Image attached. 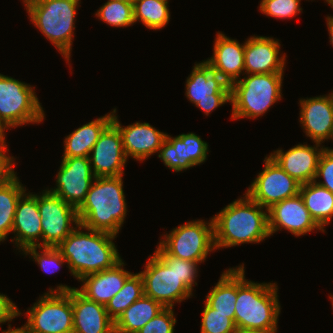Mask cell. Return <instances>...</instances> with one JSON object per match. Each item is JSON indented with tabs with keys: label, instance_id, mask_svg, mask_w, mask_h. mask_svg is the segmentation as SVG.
Masks as SVG:
<instances>
[{
	"label": "cell",
	"instance_id": "cell-13",
	"mask_svg": "<svg viewBox=\"0 0 333 333\" xmlns=\"http://www.w3.org/2000/svg\"><path fill=\"white\" fill-rule=\"evenodd\" d=\"M95 178L89 157H62L56 187L48 190L78 208Z\"/></svg>",
	"mask_w": 333,
	"mask_h": 333
},
{
	"label": "cell",
	"instance_id": "cell-4",
	"mask_svg": "<svg viewBox=\"0 0 333 333\" xmlns=\"http://www.w3.org/2000/svg\"><path fill=\"white\" fill-rule=\"evenodd\" d=\"M122 178L123 175L95 178L77 208L80 224L115 236L120 232L128 211Z\"/></svg>",
	"mask_w": 333,
	"mask_h": 333
},
{
	"label": "cell",
	"instance_id": "cell-3",
	"mask_svg": "<svg viewBox=\"0 0 333 333\" xmlns=\"http://www.w3.org/2000/svg\"><path fill=\"white\" fill-rule=\"evenodd\" d=\"M244 263L237 267V299L234 323L238 332L277 328L281 306L277 283L245 279Z\"/></svg>",
	"mask_w": 333,
	"mask_h": 333
},
{
	"label": "cell",
	"instance_id": "cell-23",
	"mask_svg": "<svg viewBox=\"0 0 333 333\" xmlns=\"http://www.w3.org/2000/svg\"><path fill=\"white\" fill-rule=\"evenodd\" d=\"M124 265V261L121 260L110 269L84 276L79 280L82 284L77 290L87 299L106 306L132 274L123 268Z\"/></svg>",
	"mask_w": 333,
	"mask_h": 333
},
{
	"label": "cell",
	"instance_id": "cell-37",
	"mask_svg": "<svg viewBox=\"0 0 333 333\" xmlns=\"http://www.w3.org/2000/svg\"><path fill=\"white\" fill-rule=\"evenodd\" d=\"M177 322L172 307H165L136 333H174Z\"/></svg>",
	"mask_w": 333,
	"mask_h": 333
},
{
	"label": "cell",
	"instance_id": "cell-24",
	"mask_svg": "<svg viewBox=\"0 0 333 333\" xmlns=\"http://www.w3.org/2000/svg\"><path fill=\"white\" fill-rule=\"evenodd\" d=\"M73 333H115L114 321L104 305L72 289Z\"/></svg>",
	"mask_w": 333,
	"mask_h": 333
},
{
	"label": "cell",
	"instance_id": "cell-1",
	"mask_svg": "<svg viewBox=\"0 0 333 333\" xmlns=\"http://www.w3.org/2000/svg\"><path fill=\"white\" fill-rule=\"evenodd\" d=\"M83 229L85 231H83ZM117 236L78 226L57 246L78 281L114 267L122 260L113 240Z\"/></svg>",
	"mask_w": 333,
	"mask_h": 333
},
{
	"label": "cell",
	"instance_id": "cell-44",
	"mask_svg": "<svg viewBox=\"0 0 333 333\" xmlns=\"http://www.w3.org/2000/svg\"><path fill=\"white\" fill-rule=\"evenodd\" d=\"M1 333H26L24 326L12 328L11 324H8L7 330H3Z\"/></svg>",
	"mask_w": 333,
	"mask_h": 333
},
{
	"label": "cell",
	"instance_id": "cell-10",
	"mask_svg": "<svg viewBox=\"0 0 333 333\" xmlns=\"http://www.w3.org/2000/svg\"><path fill=\"white\" fill-rule=\"evenodd\" d=\"M163 235L159 246L168 255L183 260L202 263L216 250L212 218L209 222L201 219L186 222Z\"/></svg>",
	"mask_w": 333,
	"mask_h": 333
},
{
	"label": "cell",
	"instance_id": "cell-9",
	"mask_svg": "<svg viewBox=\"0 0 333 333\" xmlns=\"http://www.w3.org/2000/svg\"><path fill=\"white\" fill-rule=\"evenodd\" d=\"M45 111L34 87L0 73V123L8 130L25 124H38Z\"/></svg>",
	"mask_w": 333,
	"mask_h": 333
},
{
	"label": "cell",
	"instance_id": "cell-12",
	"mask_svg": "<svg viewBox=\"0 0 333 333\" xmlns=\"http://www.w3.org/2000/svg\"><path fill=\"white\" fill-rule=\"evenodd\" d=\"M263 161V171L256 176L246 191L253 201L268 209L275 203L299 194V182L288 175L270 156H266Z\"/></svg>",
	"mask_w": 333,
	"mask_h": 333
},
{
	"label": "cell",
	"instance_id": "cell-34",
	"mask_svg": "<svg viewBox=\"0 0 333 333\" xmlns=\"http://www.w3.org/2000/svg\"><path fill=\"white\" fill-rule=\"evenodd\" d=\"M200 333H238L234 323L235 314L216 312L204 301Z\"/></svg>",
	"mask_w": 333,
	"mask_h": 333
},
{
	"label": "cell",
	"instance_id": "cell-28",
	"mask_svg": "<svg viewBox=\"0 0 333 333\" xmlns=\"http://www.w3.org/2000/svg\"><path fill=\"white\" fill-rule=\"evenodd\" d=\"M299 194L313 220L325 232L333 217V193L311 181L300 186Z\"/></svg>",
	"mask_w": 333,
	"mask_h": 333
},
{
	"label": "cell",
	"instance_id": "cell-32",
	"mask_svg": "<svg viewBox=\"0 0 333 333\" xmlns=\"http://www.w3.org/2000/svg\"><path fill=\"white\" fill-rule=\"evenodd\" d=\"M144 295V283L140 273H132L123 288L106 304L109 317L115 322L135 301Z\"/></svg>",
	"mask_w": 333,
	"mask_h": 333
},
{
	"label": "cell",
	"instance_id": "cell-27",
	"mask_svg": "<svg viewBox=\"0 0 333 333\" xmlns=\"http://www.w3.org/2000/svg\"><path fill=\"white\" fill-rule=\"evenodd\" d=\"M164 308L158 301L143 295L114 322L115 333H136Z\"/></svg>",
	"mask_w": 333,
	"mask_h": 333
},
{
	"label": "cell",
	"instance_id": "cell-17",
	"mask_svg": "<svg viewBox=\"0 0 333 333\" xmlns=\"http://www.w3.org/2000/svg\"><path fill=\"white\" fill-rule=\"evenodd\" d=\"M300 125L312 142L333 140V91L328 95L301 98Z\"/></svg>",
	"mask_w": 333,
	"mask_h": 333
},
{
	"label": "cell",
	"instance_id": "cell-31",
	"mask_svg": "<svg viewBox=\"0 0 333 333\" xmlns=\"http://www.w3.org/2000/svg\"><path fill=\"white\" fill-rule=\"evenodd\" d=\"M166 0H134V22L140 21L149 30H160L170 21V11Z\"/></svg>",
	"mask_w": 333,
	"mask_h": 333
},
{
	"label": "cell",
	"instance_id": "cell-48",
	"mask_svg": "<svg viewBox=\"0 0 333 333\" xmlns=\"http://www.w3.org/2000/svg\"><path fill=\"white\" fill-rule=\"evenodd\" d=\"M23 1V5L25 6L27 3L34 1V0H22Z\"/></svg>",
	"mask_w": 333,
	"mask_h": 333
},
{
	"label": "cell",
	"instance_id": "cell-40",
	"mask_svg": "<svg viewBox=\"0 0 333 333\" xmlns=\"http://www.w3.org/2000/svg\"><path fill=\"white\" fill-rule=\"evenodd\" d=\"M198 264L199 262H192L189 260H183L176 257V273L180 281L193 292V286H196L195 282L198 277Z\"/></svg>",
	"mask_w": 333,
	"mask_h": 333
},
{
	"label": "cell",
	"instance_id": "cell-8",
	"mask_svg": "<svg viewBox=\"0 0 333 333\" xmlns=\"http://www.w3.org/2000/svg\"><path fill=\"white\" fill-rule=\"evenodd\" d=\"M145 269L140 271L144 283V295L164 307L189 299L193 293L180 281L176 273V257L168 255L159 245L149 255Z\"/></svg>",
	"mask_w": 333,
	"mask_h": 333
},
{
	"label": "cell",
	"instance_id": "cell-33",
	"mask_svg": "<svg viewBox=\"0 0 333 333\" xmlns=\"http://www.w3.org/2000/svg\"><path fill=\"white\" fill-rule=\"evenodd\" d=\"M104 23L113 27H129L134 22L133 2L108 0L95 13Z\"/></svg>",
	"mask_w": 333,
	"mask_h": 333
},
{
	"label": "cell",
	"instance_id": "cell-49",
	"mask_svg": "<svg viewBox=\"0 0 333 333\" xmlns=\"http://www.w3.org/2000/svg\"><path fill=\"white\" fill-rule=\"evenodd\" d=\"M329 299H330V301H331V303H332V309H333V295H329Z\"/></svg>",
	"mask_w": 333,
	"mask_h": 333
},
{
	"label": "cell",
	"instance_id": "cell-46",
	"mask_svg": "<svg viewBox=\"0 0 333 333\" xmlns=\"http://www.w3.org/2000/svg\"><path fill=\"white\" fill-rule=\"evenodd\" d=\"M7 129L0 123V136H6L4 132H6Z\"/></svg>",
	"mask_w": 333,
	"mask_h": 333
},
{
	"label": "cell",
	"instance_id": "cell-25",
	"mask_svg": "<svg viewBox=\"0 0 333 333\" xmlns=\"http://www.w3.org/2000/svg\"><path fill=\"white\" fill-rule=\"evenodd\" d=\"M244 49L245 42L240 44L238 40L231 39L222 32H217L213 55L207 60L230 86L241 78V74H245Z\"/></svg>",
	"mask_w": 333,
	"mask_h": 333
},
{
	"label": "cell",
	"instance_id": "cell-42",
	"mask_svg": "<svg viewBox=\"0 0 333 333\" xmlns=\"http://www.w3.org/2000/svg\"><path fill=\"white\" fill-rule=\"evenodd\" d=\"M228 102L231 103V98H206L196 103L195 106L204 111L205 115L208 116L213 110Z\"/></svg>",
	"mask_w": 333,
	"mask_h": 333
},
{
	"label": "cell",
	"instance_id": "cell-41",
	"mask_svg": "<svg viewBox=\"0 0 333 333\" xmlns=\"http://www.w3.org/2000/svg\"><path fill=\"white\" fill-rule=\"evenodd\" d=\"M15 303L5 294L0 293V325L11 322L15 317L21 316Z\"/></svg>",
	"mask_w": 333,
	"mask_h": 333
},
{
	"label": "cell",
	"instance_id": "cell-47",
	"mask_svg": "<svg viewBox=\"0 0 333 333\" xmlns=\"http://www.w3.org/2000/svg\"><path fill=\"white\" fill-rule=\"evenodd\" d=\"M325 1L330 5V7L333 8V0H325ZM327 17L333 18V16H327Z\"/></svg>",
	"mask_w": 333,
	"mask_h": 333
},
{
	"label": "cell",
	"instance_id": "cell-50",
	"mask_svg": "<svg viewBox=\"0 0 333 333\" xmlns=\"http://www.w3.org/2000/svg\"><path fill=\"white\" fill-rule=\"evenodd\" d=\"M118 1L133 2L134 0H118Z\"/></svg>",
	"mask_w": 333,
	"mask_h": 333
},
{
	"label": "cell",
	"instance_id": "cell-18",
	"mask_svg": "<svg viewBox=\"0 0 333 333\" xmlns=\"http://www.w3.org/2000/svg\"><path fill=\"white\" fill-rule=\"evenodd\" d=\"M116 112V108H114L112 123L119 129L127 158L130 156L132 159L142 162L154 153H158L166 140L167 133L155 129L147 122H135L124 127L119 122Z\"/></svg>",
	"mask_w": 333,
	"mask_h": 333
},
{
	"label": "cell",
	"instance_id": "cell-35",
	"mask_svg": "<svg viewBox=\"0 0 333 333\" xmlns=\"http://www.w3.org/2000/svg\"><path fill=\"white\" fill-rule=\"evenodd\" d=\"M37 249L41 251H37ZM22 253L25 256L31 255L33 261L37 262L40 268L47 274L58 271L64 263H67L57 247L30 246L24 249ZM51 267H54V269H51Z\"/></svg>",
	"mask_w": 333,
	"mask_h": 333
},
{
	"label": "cell",
	"instance_id": "cell-43",
	"mask_svg": "<svg viewBox=\"0 0 333 333\" xmlns=\"http://www.w3.org/2000/svg\"><path fill=\"white\" fill-rule=\"evenodd\" d=\"M327 29L329 32V42L333 46V18L326 17Z\"/></svg>",
	"mask_w": 333,
	"mask_h": 333
},
{
	"label": "cell",
	"instance_id": "cell-11",
	"mask_svg": "<svg viewBox=\"0 0 333 333\" xmlns=\"http://www.w3.org/2000/svg\"><path fill=\"white\" fill-rule=\"evenodd\" d=\"M38 209L42 247H57L80 224L77 208L48 189L38 194Z\"/></svg>",
	"mask_w": 333,
	"mask_h": 333
},
{
	"label": "cell",
	"instance_id": "cell-21",
	"mask_svg": "<svg viewBox=\"0 0 333 333\" xmlns=\"http://www.w3.org/2000/svg\"><path fill=\"white\" fill-rule=\"evenodd\" d=\"M12 233L15 238L11 239V242L15 243L19 252L30 246L42 247V226L37 194L25 191L19 198Z\"/></svg>",
	"mask_w": 333,
	"mask_h": 333
},
{
	"label": "cell",
	"instance_id": "cell-45",
	"mask_svg": "<svg viewBox=\"0 0 333 333\" xmlns=\"http://www.w3.org/2000/svg\"><path fill=\"white\" fill-rule=\"evenodd\" d=\"M277 328L267 330V331H244V332H238V333H276Z\"/></svg>",
	"mask_w": 333,
	"mask_h": 333
},
{
	"label": "cell",
	"instance_id": "cell-7",
	"mask_svg": "<svg viewBox=\"0 0 333 333\" xmlns=\"http://www.w3.org/2000/svg\"><path fill=\"white\" fill-rule=\"evenodd\" d=\"M72 289L60 284L39 297L25 313L26 333H73Z\"/></svg>",
	"mask_w": 333,
	"mask_h": 333
},
{
	"label": "cell",
	"instance_id": "cell-16",
	"mask_svg": "<svg viewBox=\"0 0 333 333\" xmlns=\"http://www.w3.org/2000/svg\"><path fill=\"white\" fill-rule=\"evenodd\" d=\"M268 228L270 236L283 228L296 237L309 234L315 229L324 232L311 217L300 194L268 208Z\"/></svg>",
	"mask_w": 333,
	"mask_h": 333
},
{
	"label": "cell",
	"instance_id": "cell-30",
	"mask_svg": "<svg viewBox=\"0 0 333 333\" xmlns=\"http://www.w3.org/2000/svg\"><path fill=\"white\" fill-rule=\"evenodd\" d=\"M26 188L16 176L11 182L0 186V242L12 232L15 211Z\"/></svg>",
	"mask_w": 333,
	"mask_h": 333
},
{
	"label": "cell",
	"instance_id": "cell-36",
	"mask_svg": "<svg viewBox=\"0 0 333 333\" xmlns=\"http://www.w3.org/2000/svg\"><path fill=\"white\" fill-rule=\"evenodd\" d=\"M301 0H262L259 10L266 16L276 19H290L302 12Z\"/></svg>",
	"mask_w": 333,
	"mask_h": 333
},
{
	"label": "cell",
	"instance_id": "cell-20",
	"mask_svg": "<svg viewBox=\"0 0 333 333\" xmlns=\"http://www.w3.org/2000/svg\"><path fill=\"white\" fill-rule=\"evenodd\" d=\"M321 145L298 144L287 151L277 149L269 156L301 185L307 184L315 180L319 158L325 149Z\"/></svg>",
	"mask_w": 333,
	"mask_h": 333
},
{
	"label": "cell",
	"instance_id": "cell-29",
	"mask_svg": "<svg viewBox=\"0 0 333 333\" xmlns=\"http://www.w3.org/2000/svg\"><path fill=\"white\" fill-rule=\"evenodd\" d=\"M237 299V267L229 268L220 275L219 281L206 296L205 302L216 312L235 314Z\"/></svg>",
	"mask_w": 333,
	"mask_h": 333
},
{
	"label": "cell",
	"instance_id": "cell-38",
	"mask_svg": "<svg viewBox=\"0 0 333 333\" xmlns=\"http://www.w3.org/2000/svg\"><path fill=\"white\" fill-rule=\"evenodd\" d=\"M318 178H322L324 181H320ZM314 182L333 193V149L325 147L323 150Z\"/></svg>",
	"mask_w": 333,
	"mask_h": 333
},
{
	"label": "cell",
	"instance_id": "cell-15",
	"mask_svg": "<svg viewBox=\"0 0 333 333\" xmlns=\"http://www.w3.org/2000/svg\"><path fill=\"white\" fill-rule=\"evenodd\" d=\"M89 159L95 177H117L124 174L128 158L119 129L112 122L100 134Z\"/></svg>",
	"mask_w": 333,
	"mask_h": 333
},
{
	"label": "cell",
	"instance_id": "cell-22",
	"mask_svg": "<svg viewBox=\"0 0 333 333\" xmlns=\"http://www.w3.org/2000/svg\"><path fill=\"white\" fill-rule=\"evenodd\" d=\"M185 85V96L194 105L206 98H231L230 84L208 60L195 63Z\"/></svg>",
	"mask_w": 333,
	"mask_h": 333
},
{
	"label": "cell",
	"instance_id": "cell-26",
	"mask_svg": "<svg viewBox=\"0 0 333 333\" xmlns=\"http://www.w3.org/2000/svg\"><path fill=\"white\" fill-rule=\"evenodd\" d=\"M113 111L75 129L64 139L62 157H89L100 134L112 122Z\"/></svg>",
	"mask_w": 333,
	"mask_h": 333
},
{
	"label": "cell",
	"instance_id": "cell-2",
	"mask_svg": "<svg viewBox=\"0 0 333 333\" xmlns=\"http://www.w3.org/2000/svg\"><path fill=\"white\" fill-rule=\"evenodd\" d=\"M243 195L212 217L216 250L260 243L270 237L268 209Z\"/></svg>",
	"mask_w": 333,
	"mask_h": 333
},
{
	"label": "cell",
	"instance_id": "cell-5",
	"mask_svg": "<svg viewBox=\"0 0 333 333\" xmlns=\"http://www.w3.org/2000/svg\"><path fill=\"white\" fill-rule=\"evenodd\" d=\"M80 3V0H34L25 5L32 24L57 48L68 64Z\"/></svg>",
	"mask_w": 333,
	"mask_h": 333
},
{
	"label": "cell",
	"instance_id": "cell-19",
	"mask_svg": "<svg viewBox=\"0 0 333 333\" xmlns=\"http://www.w3.org/2000/svg\"><path fill=\"white\" fill-rule=\"evenodd\" d=\"M279 41L272 37L250 36L245 41V74L284 73L286 54L280 53Z\"/></svg>",
	"mask_w": 333,
	"mask_h": 333
},
{
	"label": "cell",
	"instance_id": "cell-14",
	"mask_svg": "<svg viewBox=\"0 0 333 333\" xmlns=\"http://www.w3.org/2000/svg\"><path fill=\"white\" fill-rule=\"evenodd\" d=\"M208 149V143L195 133H182L175 137L167 134L158 157L172 171L181 172L205 162Z\"/></svg>",
	"mask_w": 333,
	"mask_h": 333
},
{
	"label": "cell",
	"instance_id": "cell-6",
	"mask_svg": "<svg viewBox=\"0 0 333 333\" xmlns=\"http://www.w3.org/2000/svg\"><path fill=\"white\" fill-rule=\"evenodd\" d=\"M284 73L245 74L231 85L230 119L258 118L282 98Z\"/></svg>",
	"mask_w": 333,
	"mask_h": 333
},
{
	"label": "cell",
	"instance_id": "cell-39",
	"mask_svg": "<svg viewBox=\"0 0 333 333\" xmlns=\"http://www.w3.org/2000/svg\"><path fill=\"white\" fill-rule=\"evenodd\" d=\"M5 141V136H0V186L11 182L17 176L13 168L16 159L6 154L9 149Z\"/></svg>",
	"mask_w": 333,
	"mask_h": 333
}]
</instances>
